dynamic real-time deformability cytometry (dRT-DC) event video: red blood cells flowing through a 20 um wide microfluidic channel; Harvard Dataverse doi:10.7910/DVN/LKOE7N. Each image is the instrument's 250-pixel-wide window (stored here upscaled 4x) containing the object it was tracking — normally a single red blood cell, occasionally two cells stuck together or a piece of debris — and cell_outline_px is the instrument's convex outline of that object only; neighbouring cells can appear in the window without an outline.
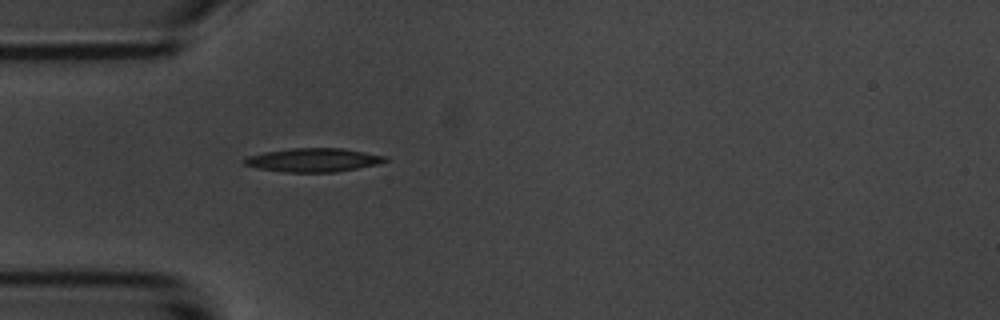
{"species": "common noctule bat (a hibernating species)", "species_latin": "Nyctalus noctula", "temperature_condition": "room temperature", "stored_images_in_passage": 5, "camera_frame_rate_fps": 3000, "um_per_image_px": 0.085, "animal": {"sex": "male", "body_mass_g": 20.1, "forearm_length_mm": 53.5}, "frame": {"image": 1, "passage_image": 5, "time_ms": 4.667, "image_size_px": [1000, 320], "cell_outline_px": [[388, 160], [376, 164], [336, 172], [284, 172], [256, 168], [244, 164], [244, 160], [248, 156], [264, 152], [292, 148], [344, 148], [388, 156]], "centroid_in_image_um": [26.64, 13.59], "position_along_channel_um": 58.4, "area_um2": 19.36}}